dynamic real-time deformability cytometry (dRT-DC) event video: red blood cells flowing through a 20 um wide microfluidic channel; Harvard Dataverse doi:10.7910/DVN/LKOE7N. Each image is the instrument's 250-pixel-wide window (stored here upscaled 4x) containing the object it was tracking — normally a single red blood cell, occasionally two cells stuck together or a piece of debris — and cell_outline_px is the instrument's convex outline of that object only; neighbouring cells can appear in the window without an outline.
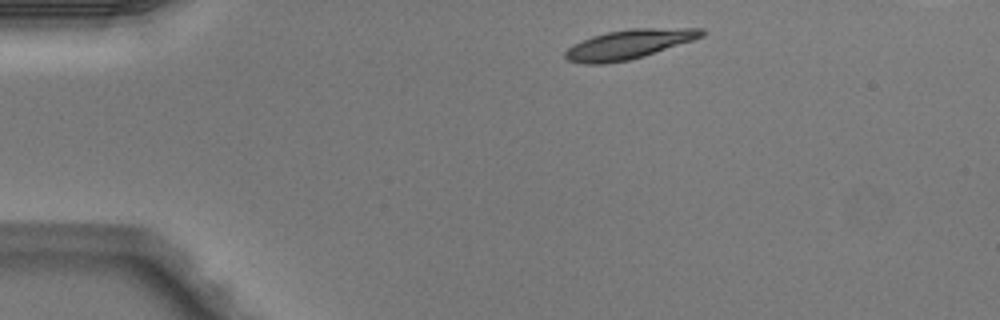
{"species": "Egyptian fruit bat (a non-hibernating species)", "species_latin": "Rousettus aegyptiacus", "temperature_condition": "warm", "stored_images_in_passage": 2, "camera_frame_rate_fps": 3000, "um_per_image_px": 0.085, "animal": {"sex": "male"}, "frame": {"image": 1, "passage_image": 1, "time_ms": 0.0, "image_size_px": [1000, 320], "cell_outline_px": [[704, 36], [644, 56], [628, 60], [604, 64], [584, 64], [568, 60], [564, 56], [564, 52], [568, 48], [592, 36], [608, 32], [632, 28], [704, 28]], "centroid_in_image_um": [53.46, 3.76], "position_along_channel_um": 31.5, "area_um2": 23.06}}